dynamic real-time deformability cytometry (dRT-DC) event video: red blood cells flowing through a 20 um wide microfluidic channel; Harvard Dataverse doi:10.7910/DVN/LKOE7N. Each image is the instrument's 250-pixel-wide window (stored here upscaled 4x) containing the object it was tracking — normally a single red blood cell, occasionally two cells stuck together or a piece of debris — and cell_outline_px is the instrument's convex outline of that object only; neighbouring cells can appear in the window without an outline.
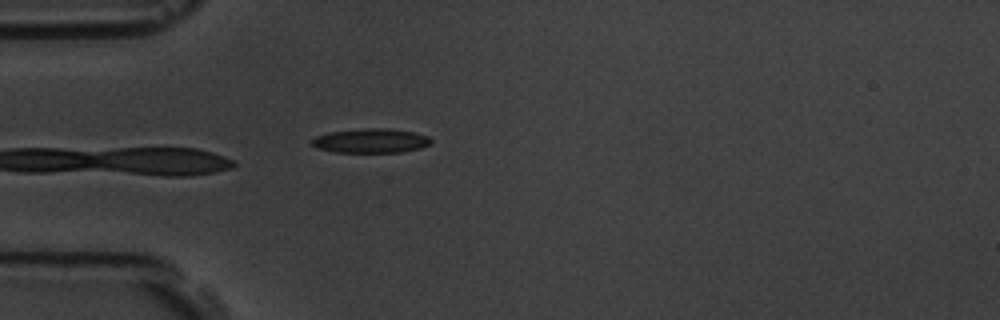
{"species": "common noctule bat (a hibernating species)", "species_latin": "Nyctalus noctula", "temperature_condition": "room temperature", "stored_images_in_passage": 4, "camera_frame_rate_fps": 3000, "um_per_image_px": 0.085, "animal": {"sex": "male", "body_mass_g": 19.5, "forearm_length_mm": 54.6}, "frame": {"image": 1, "passage_image": 4, "time_ms": 4.0, "image_size_px": [1000, 320], "cell_outline_px": [[432, 144], [420, 148], [400, 152], [332, 152], [316, 148], [312, 144], [312, 140], [316, 136], [328, 132], [368, 128], [388, 128], [412, 132], [428, 136], [432, 140]], "centroid_in_image_um": [31.52, 11.97], "position_along_channel_um": 53.5, "area_um2": 16.88}}